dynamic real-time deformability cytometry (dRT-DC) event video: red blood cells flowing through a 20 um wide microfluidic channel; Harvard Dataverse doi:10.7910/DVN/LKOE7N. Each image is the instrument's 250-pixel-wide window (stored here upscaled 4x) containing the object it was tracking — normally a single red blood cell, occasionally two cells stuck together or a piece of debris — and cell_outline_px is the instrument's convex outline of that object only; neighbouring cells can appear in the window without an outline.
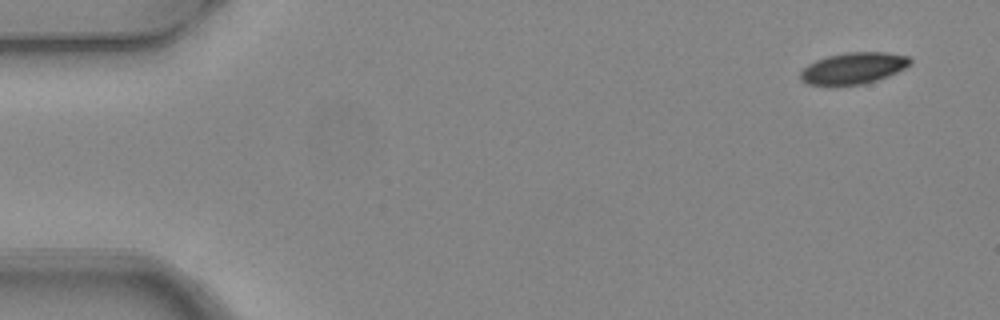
{"species": "common noctule bat (a hibernating species)", "species_latin": "Nyctalus noctula", "temperature_condition": "warm", "stored_images_in_passage": 5, "camera_frame_rate_fps": 3000, "um_per_image_px": 0.085, "animal": {"sex": "female", "body_mass_g": 24.6, "forearm_length_mm": 56.2}, "frame": {"image": 1, "passage_image": 1, "time_ms": 0.0, "image_size_px": [1000, 320], "cell_outline_px": [[912, 64], [888, 76], [864, 84], [832, 88], [828, 88], [804, 84], [800, 80], [800, 72], [808, 64], [816, 60], [828, 56], [848, 52], [884, 52], [908, 56], [912, 60]], "centroid_in_image_um": [72.46, 5.85], "position_along_channel_um": 12.5, "area_um2": 20.81}}
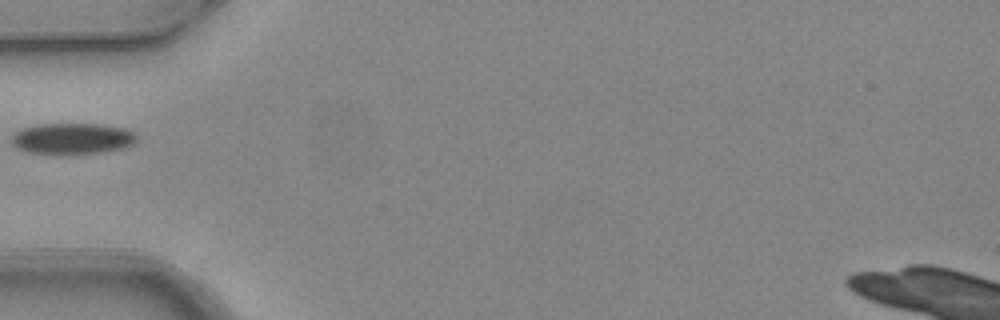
{"frame": {"image": 2, "passage_image": 4, "time_ms": 1.0, "image_size_px": [1000, 320], "cell_outline_px": [[136, 144], [124, 148], [100, 152], [32, 152], [16, 148], [12, 144], [12, 136], [16, 132], [24, 128], [36, 124], [100, 124], [124, 128], [132, 132], [136, 136]], "centroid_in_image_um": [6.18, 11.75], "position_along_channel_um": 78.8, "area_um2": 22.02}}
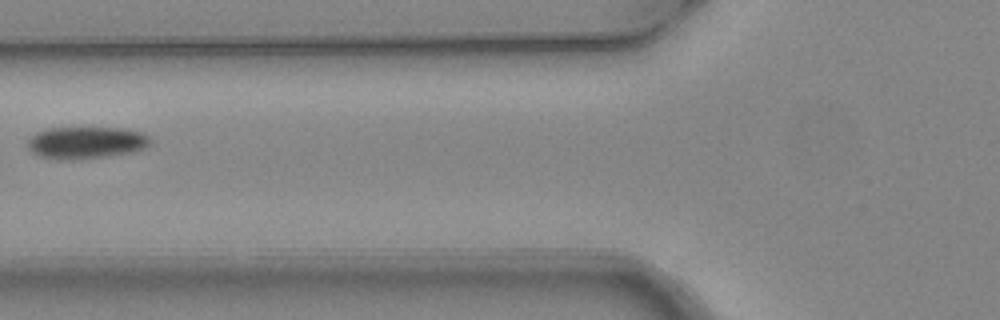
{"frame": {"image": 3, "passage_image": 5, "time_ms": 1.333, "image_size_px": [1000, 320], "cell_outline_px": [[152, 140], [144, 148], [132, 152], [108, 156], [72, 160], [60, 160], [40, 156], [32, 152], [28, 148], [28, 136], [36, 132], [48, 128], [124, 128], [140, 132], [148, 136]], "centroid_in_image_um": [7.28, 12.12], "position_along_channel_um": 118.5, "area_um2": 23.0}}